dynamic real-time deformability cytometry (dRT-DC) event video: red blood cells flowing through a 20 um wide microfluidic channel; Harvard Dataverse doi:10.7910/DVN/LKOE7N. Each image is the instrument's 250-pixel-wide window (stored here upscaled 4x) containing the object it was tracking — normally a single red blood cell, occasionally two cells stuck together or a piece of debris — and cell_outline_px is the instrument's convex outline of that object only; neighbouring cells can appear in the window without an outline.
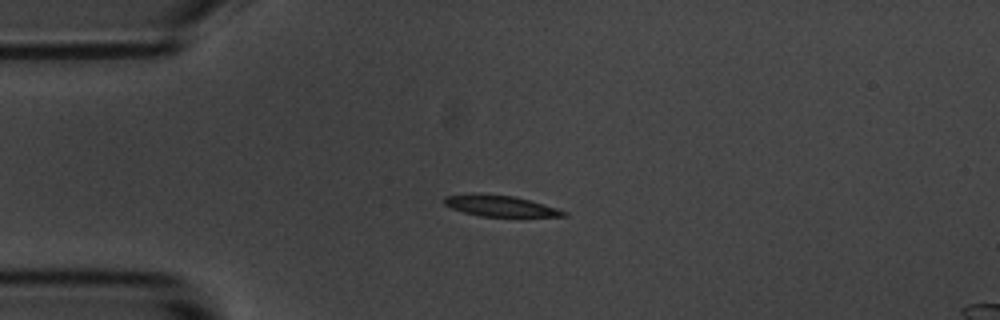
{"species": "common noctule bat (a hibernating species)", "species_latin": "Nyctalus noctula", "temperature_condition": "room temperature", "stored_images_in_passage": 36, "camera_frame_rate_fps": 3000, "um_per_image_px": 0.085, "animal": {"sex": "male", "body_mass_g": 20.1, "forearm_length_mm": 53.5}, "frame": {"image": 1, "passage_image": 1, "time_ms": 0.0, "image_size_px": [1000, 320], "cell_outline_px": [[568, 216], [480, 216], [464, 212], [452, 208], [444, 204], [444, 196], [472, 192], [476, 192], [516, 196], [544, 204], [568, 212]], "centroid_in_image_um": [42.47, 17.47], "position_along_channel_um": 42.5, "area_um2": 14.8}}
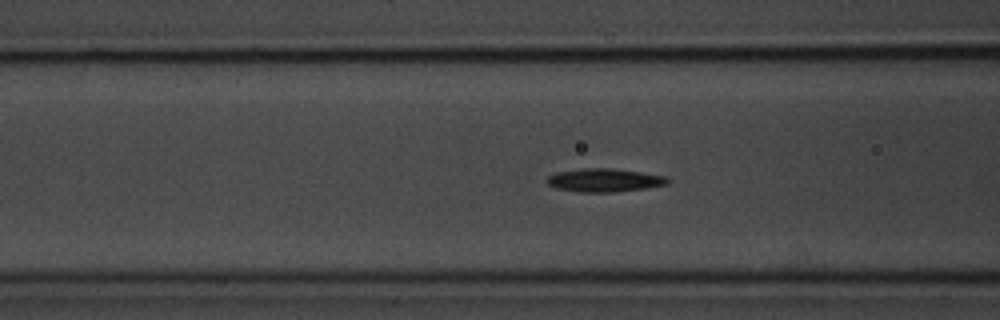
{"frame": {"image": 2, "passage_image": 9, "time_ms": 2.667, "image_size_px": [1000, 320], "cell_outline_px": [[672, 180], [668, 184], [644, 188], [612, 192], [580, 192], [556, 188], [548, 184], [548, 176], [556, 172], [584, 168], [612, 168], [668, 176]], "centroid_in_image_um": [51.41, 15.31], "position_along_channel_um": 115.2, "area_um2": 16.36}}
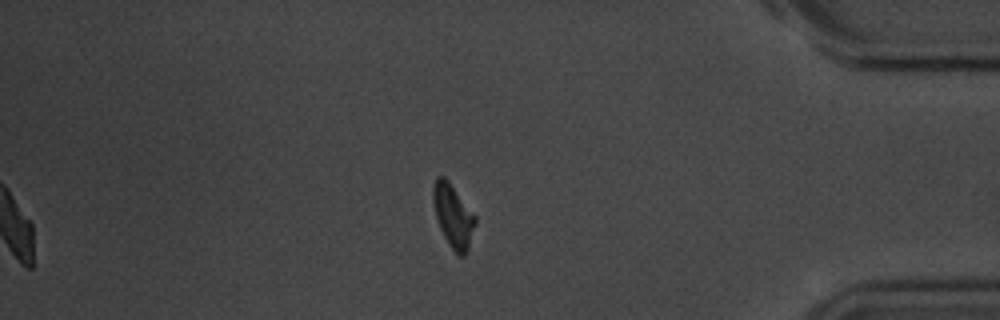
{"frame": {"image": 3, "passage_image": 36, "time_ms": 11.667, "image_size_px": [1000, 320], "cell_outline_px": [[476, 224], [468, 252], [464, 256], [460, 256], [448, 244], [440, 228], [436, 216], [432, 200], [432, 188], [436, 176], [444, 176], [448, 180], [476, 216]], "centroid_in_image_um": [38.52, 18.34], "position_along_channel_um": 396.7, "area_um2": 15.61}, "authors_computed_cell_mechanics": {"area_um2": 15.606, "velocity_mm_per_s": 3.4912, "shape_relaxation_time_tau1_ms": 2.5094, "shape_relaxation_time_tau2_ms": null, "deformation_change_tau1": 0.1299, "deformation_change_tau2": null}}